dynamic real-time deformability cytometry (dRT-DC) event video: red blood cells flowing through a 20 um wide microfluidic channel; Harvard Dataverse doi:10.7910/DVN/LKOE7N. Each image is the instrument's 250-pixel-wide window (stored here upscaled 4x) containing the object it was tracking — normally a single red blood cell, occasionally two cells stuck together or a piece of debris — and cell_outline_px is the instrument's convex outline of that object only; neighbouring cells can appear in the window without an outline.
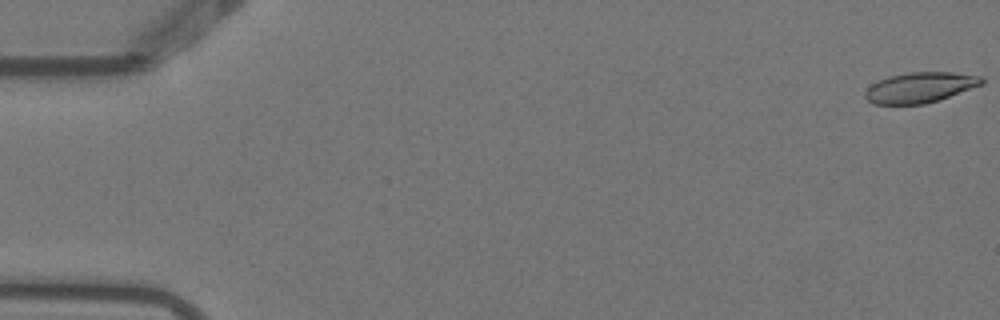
{"species": "Egyptian fruit bat (a non-hibernating species)", "species_latin": "Rousettus aegyptiacus", "temperature_condition": "warm", "stored_images_in_passage": 5, "camera_frame_rate_fps": 3000, "um_per_image_px": 0.085, "animal": {"sex": "female"}, "frame": {"image": 1, "passage_image": 1, "time_ms": 0.0, "image_size_px": [1000, 320], "cell_outline_px": [[984, 84], [940, 100], [924, 104], [872, 104], [864, 96], [864, 92], [872, 84], [888, 76], [908, 72], [952, 72], [984, 76]], "centroid_in_image_um": [78.24, 7.43], "position_along_channel_um": 6.8, "area_um2": 20.87}}
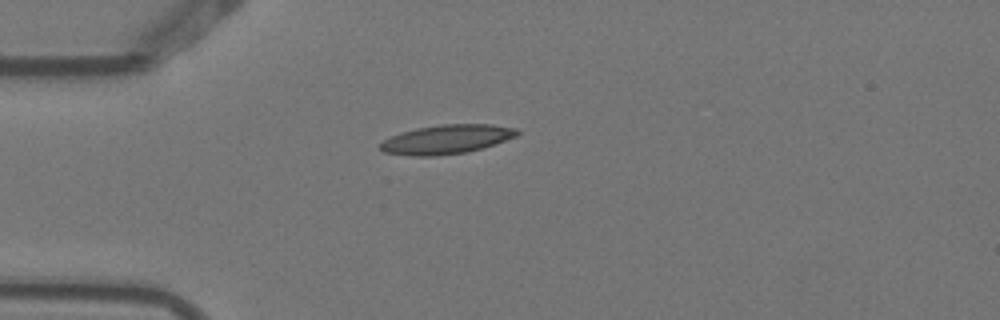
{"frame": {"image": 2, "passage_image": 5, "time_ms": 1.333, "image_size_px": [1000, 320], "cell_outline_px": [[520, 132], [516, 136], [468, 152], [436, 156], [412, 156], [384, 152], [380, 148], [380, 144], [384, 140], [400, 132], [416, 128], [440, 124], [492, 124], [516, 128]], "centroid_in_image_um": [37.94, 11.84], "position_along_channel_um": 47.1, "area_um2": 23.06}}